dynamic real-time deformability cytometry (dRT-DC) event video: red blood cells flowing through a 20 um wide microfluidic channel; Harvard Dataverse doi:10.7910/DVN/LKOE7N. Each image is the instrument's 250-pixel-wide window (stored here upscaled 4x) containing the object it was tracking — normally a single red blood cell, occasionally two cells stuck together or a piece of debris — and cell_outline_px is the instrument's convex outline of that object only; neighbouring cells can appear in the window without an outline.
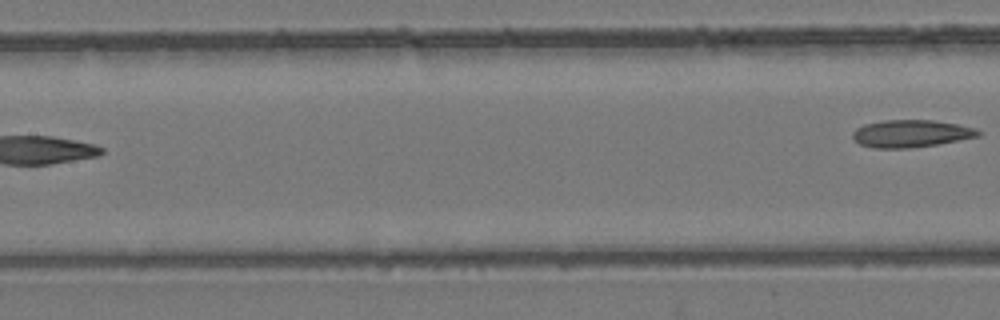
{"species": "common noctule bat (a hibernating species)", "species_latin": "Nyctalus noctula", "temperature_condition": "room temperature", "stored_images_in_passage": 4, "segment_of_instrument_passage": [2, 2], "camera_frame_rate_fps": 3000, "um_per_image_px": 0.085, "animal": {"sex": "female", "body_mass_g": 24.6, "forearm_length_mm": 56.2}, "frame": {"image": 1, "passage_image": 4, "time_ms": 3.667, "image_size_px": [1000, 320], "cell_outline_px": [[984, 132], [980, 136], [936, 144], [912, 148], [872, 148], [860, 144], [852, 136], [852, 132], [856, 128], [864, 124], [884, 120], [932, 120], [956, 124], [976, 128]], "centroid_in_image_um": [77.44, 11.35], "position_along_channel_um": 130.0, "area_um2": 20.06}}